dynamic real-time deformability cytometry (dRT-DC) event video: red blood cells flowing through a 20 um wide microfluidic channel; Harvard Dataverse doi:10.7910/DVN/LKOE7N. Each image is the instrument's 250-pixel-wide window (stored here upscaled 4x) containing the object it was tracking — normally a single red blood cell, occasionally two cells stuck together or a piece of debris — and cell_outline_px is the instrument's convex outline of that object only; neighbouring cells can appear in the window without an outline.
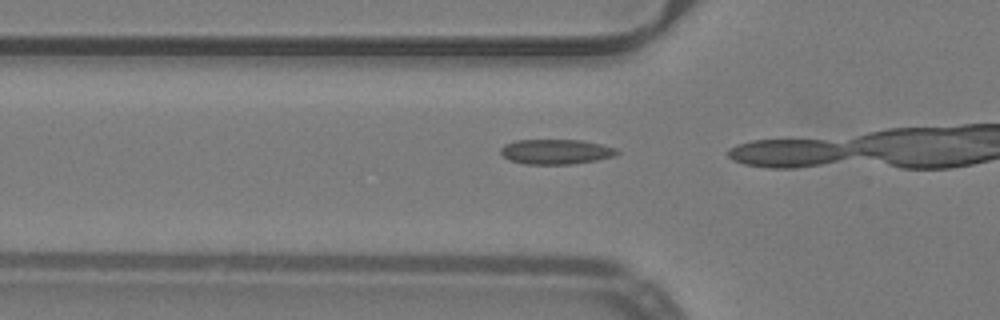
{"species": "common noctule bat (a hibernating species)", "species_latin": "Nyctalus noctula", "temperature_condition": "warm", "stored_images_in_passage": 6, "camera_frame_rate_fps": 3000, "um_per_image_px": 0.085, "animal": {"sex": "male", "body_mass_g": 19.2, "forearm_length_mm": 51.8}, "frame": {"image": 1, "passage_image": 5, "time_ms": 1.333, "image_size_px": [1000, 320], "cell_outline_px": [[620, 152], [612, 156], [596, 160], [568, 164], [524, 164], [508, 160], [500, 152], [500, 148], [504, 144], [516, 140], [580, 140], [600, 144], [616, 148]], "centroid_in_image_um": [47.2, 12.89], "position_along_channel_um": 78.6, "area_um2": 16.82}}